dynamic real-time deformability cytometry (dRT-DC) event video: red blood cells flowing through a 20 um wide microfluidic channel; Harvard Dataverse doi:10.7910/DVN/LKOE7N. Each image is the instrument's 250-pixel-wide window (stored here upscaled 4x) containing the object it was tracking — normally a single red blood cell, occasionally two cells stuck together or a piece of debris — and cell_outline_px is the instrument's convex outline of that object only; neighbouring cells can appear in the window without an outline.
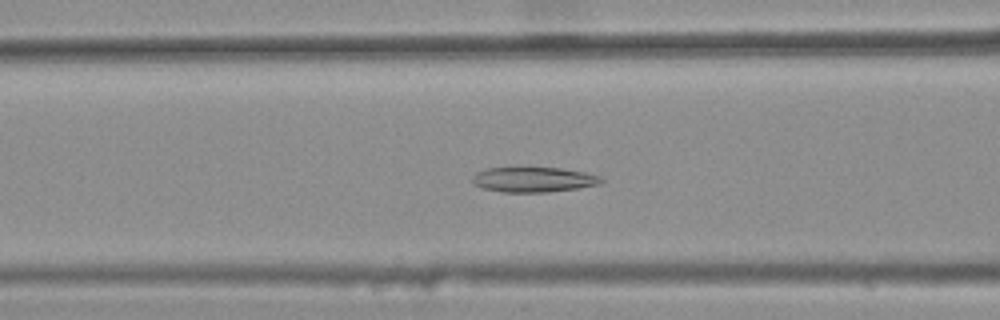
{"species": "common noctule bat (a hibernating species)", "species_latin": "Nyctalus noctula", "temperature_condition": "warm", "stored_images_in_passage": 38, "camera_frame_rate_fps": 3000, "um_per_image_px": 0.085, "animal": {"sex": "female", "body_mass_g": 25.1}, "frame": {"image": 1, "passage_image": 15, "time_ms": 4.667, "image_size_px": [1000, 320], "cell_outline_px": [[604, 180], [600, 184], [580, 188], [548, 192], [500, 192], [484, 188], [472, 184], [472, 176], [476, 172], [488, 168], [560, 168], [584, 172], [600, 176]], "centroid_in_image_um": [45.35, 15.27], "position_along_channel_um": 121.3, "area_um2": 18.84}}
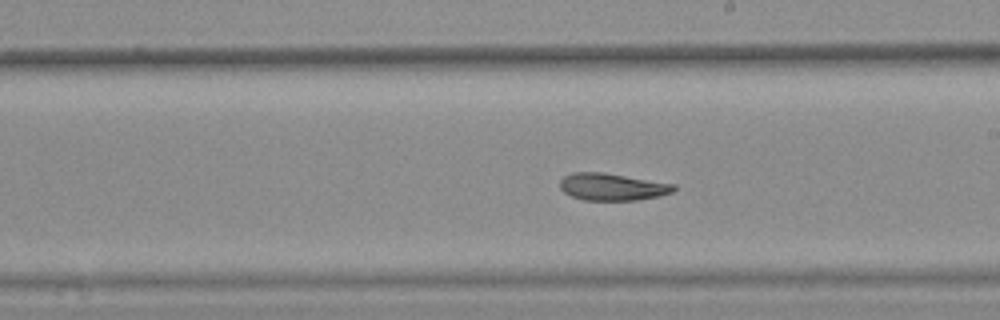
{"frame": {"image": 2, "passage_image": 24, "time_ms": 7.667, "image_size_px": [1000, 320], "cell_outline_px": [[676, 188], [672, 192], [660, 196], [636, 200], [584, 200], [572, 196], [564, 192], [560, 188], [560, 180], [564, 176], [572, 172], [600, 172], [676, 184]], "centroid_in_image_um": [52.04, 15.88], "position_along_channel_um": 237.0, "area_um2": 17.92}}
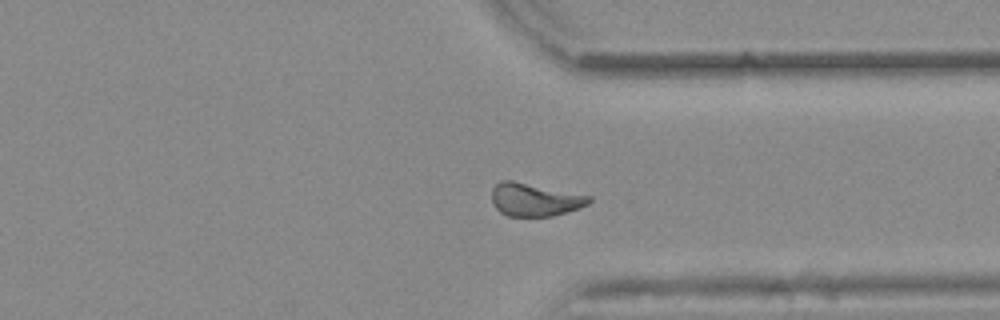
{"frame": {"image": 3, "passage_image": 34, "time_ms": 11.0, "image_size_px": [1000, 320], "cell_outline_px": [[592, 200], [588, 204], [580, 208], [552, 216], [508, 216], [500, 212], [492, 204], [492, 188], [500, 180], [512, 180], [592, 196]], "centroid_in_image_um": [45.45, 16.96], "position_along_channel_um": 366.0, "area_um2": 18.79}, "authors_computed_cell_mechanics": {"area_um2": 18.8139, "velocity_mm_per_s": 3.8678, "shape_relaxation_time_tau1_ms": null, "shape_relaxation_time_tau2_ms": 3.595, "deformation_change_tau1": null, "deformation_change_tau2": 0.1055}}